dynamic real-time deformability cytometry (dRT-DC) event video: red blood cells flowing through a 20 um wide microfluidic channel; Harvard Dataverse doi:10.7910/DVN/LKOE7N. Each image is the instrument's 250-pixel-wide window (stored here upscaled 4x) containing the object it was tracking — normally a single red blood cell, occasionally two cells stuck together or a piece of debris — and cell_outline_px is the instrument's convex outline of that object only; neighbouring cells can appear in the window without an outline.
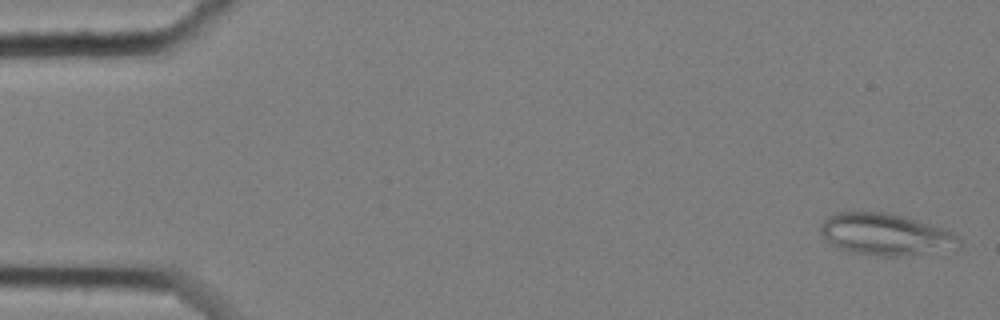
{"species": "common noctule bat (a hibernating species)", "species_latin": "Nyctalus noctula", "temperature_condition": "cold", "stored_images_in_passage": 58, "segment_of_instrument_passage": [1, 2], "camera_frame_rate_fps": 3000, "um_per_image_px": 0.085, "animal": {"sex": "female", "body_mass_g": 25.1}, "frame": {"image": 1, "passage_image": 2, "time_ms": 0.333, "image_size_px": [1000, 320], "cell_outline_px": [[960, 248], [900, 256], [884, 256], [848, 252], [832, 244], [820, 232], [820, 224], [832, 212], [884, 212], [900, 216], [944, 228], [956, 232], [960, 240]], "centroid_in_image_um": [75.28, 19.92], "position_along_channel_um": 9.7, "area_um2": 33.58}}